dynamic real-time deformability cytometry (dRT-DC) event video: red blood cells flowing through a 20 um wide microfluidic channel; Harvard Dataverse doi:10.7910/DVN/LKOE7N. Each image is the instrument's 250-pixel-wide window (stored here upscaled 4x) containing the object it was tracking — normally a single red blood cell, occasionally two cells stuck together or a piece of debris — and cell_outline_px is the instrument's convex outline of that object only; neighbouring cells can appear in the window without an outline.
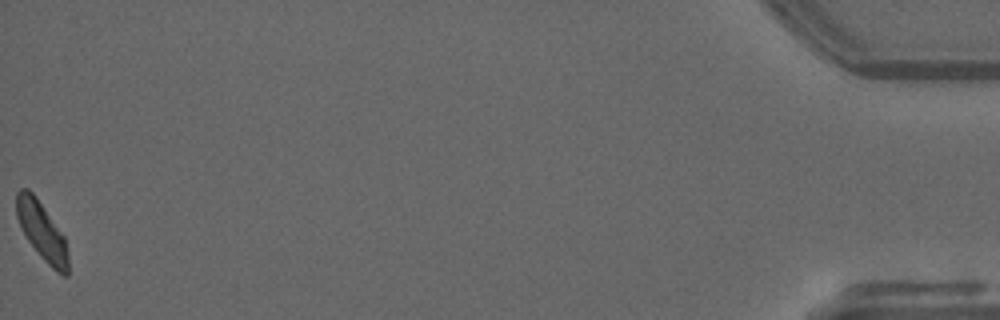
{"species": "common noctule bat (a hibernating species)", "species_latin": "Nyctalus noctula", "temperature_condition": "warm", "stored_images_in_passage": 40, "camera_frame_rate_fps": 3000, "um_per_image_px": 0.085, "animal": {"sex": "male", "forearm_length_mm": 52.5}, "frame": {"image": 1, "passage_image": 40, "time_ms": 13.0, "image_size_px": [1000, 320], "cell_outline_px": [[68, 276], [64, 276], [56, 272], [40, 256], [28, 240], [16, 216], [16, 192], [20, 188], [28, 188], [36, 196], [64, 236], [68, 256]], "centroid_in_image_um": [3.56, 19.64], "position_along_channel_um": 431.6, "area_um2": 17.34}, "authors_computed_cell_mechanics": {"area_um2": 18.0914, "velocity_mm_per_s": 3.8062, "shape_relaxation_time_tau1_ms": 3.3349, "shape_relaxation_time_tau2_ms": 1.8406, "deformation_change_tau1": 0.1392, "deformation_change_tau2": 0.0339}}